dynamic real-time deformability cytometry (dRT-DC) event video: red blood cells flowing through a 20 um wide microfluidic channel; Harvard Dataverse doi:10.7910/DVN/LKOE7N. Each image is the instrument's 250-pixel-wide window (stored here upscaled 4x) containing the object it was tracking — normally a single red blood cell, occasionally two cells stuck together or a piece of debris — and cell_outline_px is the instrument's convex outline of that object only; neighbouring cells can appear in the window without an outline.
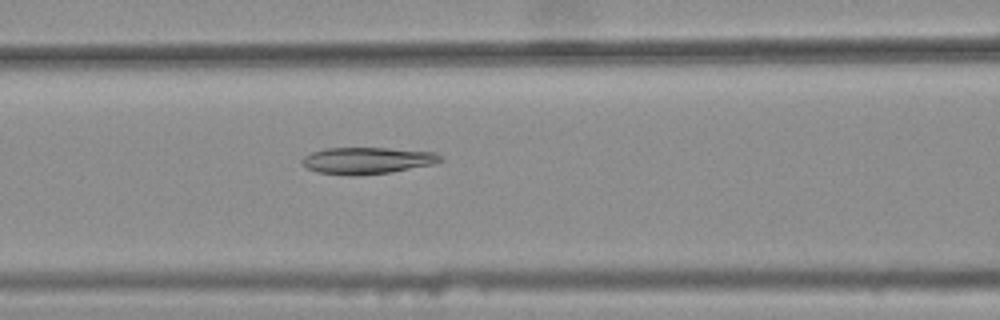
{"species": "common noctule bat (a hibernating species)", "species_latin": "Nyctalus noctula", "temperature_condition": "warm", "stored_images_in_passage": 33, "camera_frame_rate_fps": 3000, "um_per_image_px": 0.085, "animal": {"sex": "female", "body_mass_g": 25.1}, "frame": {"image": 1, "passage_image": 8, "time_ms": 2.333, "image_size_px": [1000, 320], "cell_outline_px": [[440, 160], [432, 164], [392, 172], [356, 176], [348, 176], [316, 172], [300, 164], [300, 160], [304, 156], [312, 152], [324, 148], [388, 148], [436, 152], [440, 156]], "centroid_in_image_um": [31.13, 13.65], "position_along_channel_um": 135.5, "area_um2": 21.62}}
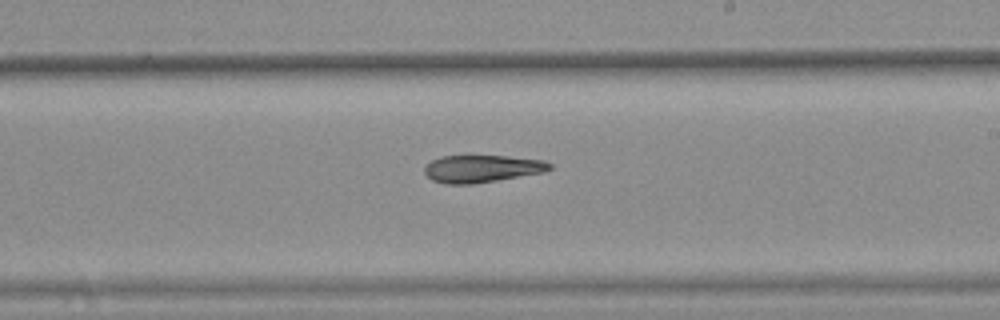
{"frame": {"image": 2, "passage_image": 17, "time_ms": 5.333, "image_size_px": [1000, 320], "cell_outline_px": [[552, 168], [544, 172], [472, 184], [444, 184], [432, 180], [424, 172], [424, 168], [432, 160], [440, 156], [508, 156], [544, 160], [552, 164]], "centroid_in_image_um": [40.96, 14.33], "position_along_channel_um": 248.0, "area_um2": 19.88}}
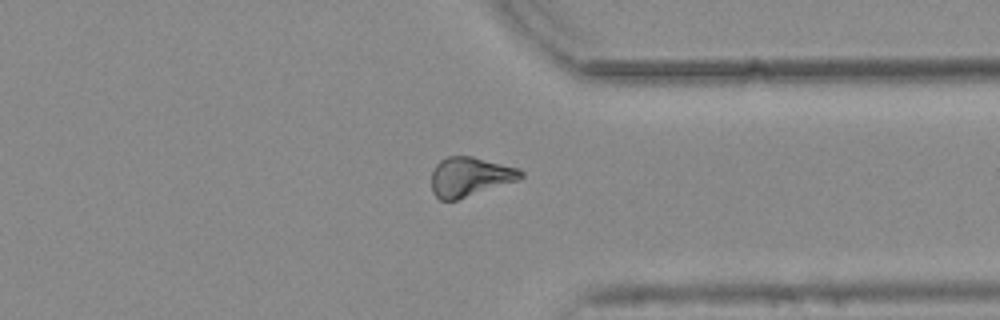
{"frame": {"image": 3, "passage_image": 27, "time_ms": 8.667, "image_size_px": [1000, 320], "cell_outline_px": [[524, 176], [520, 180], [456, 200], [440, 200], [432, 192], [432, 172], [436, 164], [440, 160], [448, 156], [472, 156], [520, 168], [524, 172]], "centroid_in_image_um": [39.97, 15.02], "position_along_channel_um": 371.4, "area_um2": 20.63}}